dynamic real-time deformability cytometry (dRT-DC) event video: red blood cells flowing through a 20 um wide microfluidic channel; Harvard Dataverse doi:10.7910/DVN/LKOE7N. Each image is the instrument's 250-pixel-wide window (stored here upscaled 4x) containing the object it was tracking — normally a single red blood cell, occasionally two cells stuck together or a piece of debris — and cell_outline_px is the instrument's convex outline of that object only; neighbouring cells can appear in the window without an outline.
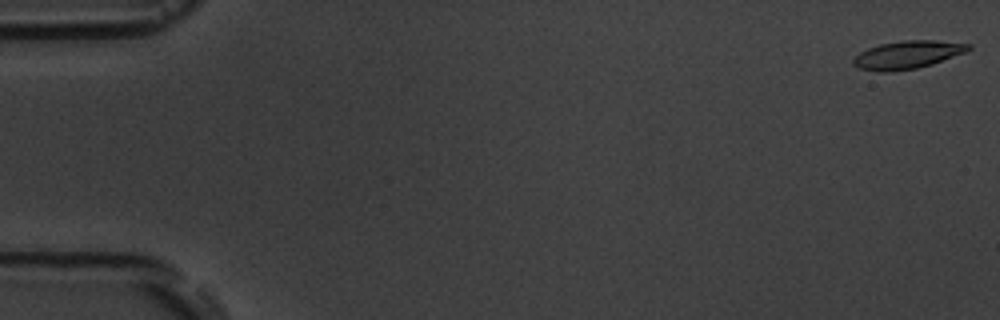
{"species": "common noctule bat (a hibernating species)", "species_latin": "Nyctalus noctula", "temperature_condition": "room temperature", "stored_images_in_passage": 8, "camera_frame_rate_fps": 3000, "um_per_image_px": 0.085, "animal": {"sex": "male", "body_mass_g": 19.5, "forearm_length_mm": 54.6}, "frame": {"image": 1, "passage_image": 1, "time_ms": 0.0, "image_size_px": [1000, 320], "cell_outline_px": [[972, 48], [964, 52], [932, 64], [916, 68], [888, 72], [880, 72], [860, 68], [852, 64], [852, 60], [860, 52], [868, 48], [880, 44], [904, 40], [936, 40], [972, 44]], "centroid_in_image_um": [77.13, 4.65], "position_along_channel_um": 7.9, "area_um2": 18.61}}
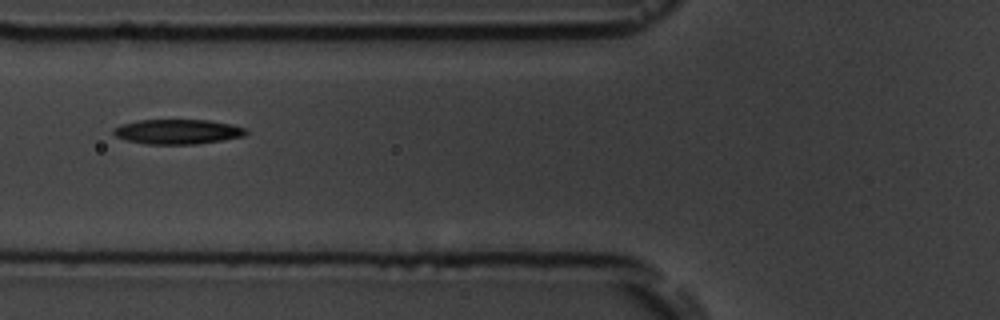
{"frame": {"image": 2, "passage_image": 7, "time_ms": 7.0, "image_size_px": [1000, 320], "cell_outline_px": [[248, 132], [244, 136], [224, 140], [196, 144], [148, 144], [128, 140], [116, 136], [112, 132], [112, 128], [120, 124], [140, 120], [208, 120], [232, 124], [244, 128]], "centroid_in_image_um": [15.1, 11.19], "position_along_channel_um": 110.7, "area_um2": 19.13}}
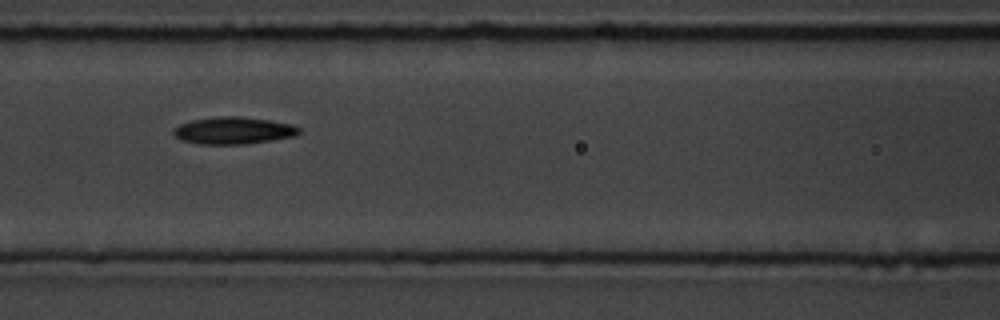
{"frame": {"image": 3, "passage_image": 8, "time_ms": 8.0, "image_size_px": [1000, 320], "cell_outline_px": [[300, 132], [296, 136], [272, 140], [244, 144], [196, 144], [180, 140], [172, 132], [172, 128], [180, 124], [192, 120], [216, 116], [240, 116], [268, 120], [292, 124], [300, 128]], "centroid_in_image_um": [19.81, 11.09], "position_along_channel_um": 146.8, "area_um2": 20.0}}